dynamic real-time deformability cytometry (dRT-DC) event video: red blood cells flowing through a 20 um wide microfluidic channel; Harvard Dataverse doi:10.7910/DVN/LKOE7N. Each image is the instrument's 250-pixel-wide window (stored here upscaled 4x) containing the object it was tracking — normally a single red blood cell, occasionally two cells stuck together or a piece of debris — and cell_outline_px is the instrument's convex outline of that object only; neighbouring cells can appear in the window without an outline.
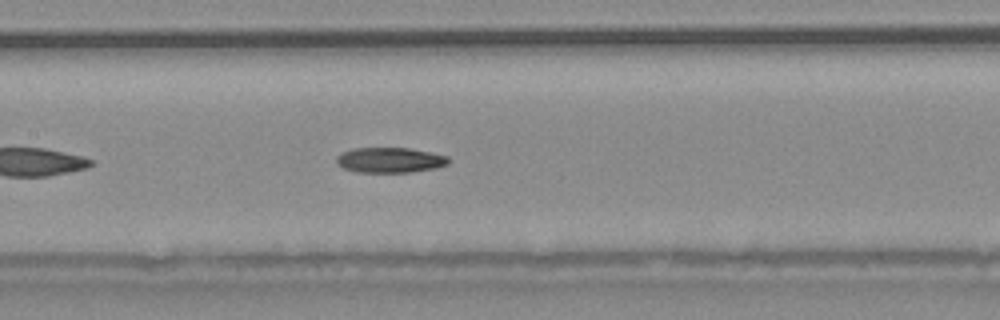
{"species": "common noctule bat (a hibernating species)", "species_latin": "Nyctalus noctula", "temperature_condition": "warm", "stored_images_in_passage": 39, "camera_frame_rate_fps": 3000, "um_per_image_px": 0.085, "animal": {"sex": "male", "body_mass_g": 20.4}, "frame": {"image": 1, "passage_image": 12, "time_ms": 3.667, "image_size_px": [1000, 320], "cell_outline_px": [[452, 160], [448, 164], [436, 168], [408, 172], [356, 172], [344, 168], [336, 160], [340, 152], [352, 148], [408, 148], [448, 156]], "centroid_in_image_um": [33.16, 13.6], "position_along_channel_um": 174.2, "area_um2": 16.42}}